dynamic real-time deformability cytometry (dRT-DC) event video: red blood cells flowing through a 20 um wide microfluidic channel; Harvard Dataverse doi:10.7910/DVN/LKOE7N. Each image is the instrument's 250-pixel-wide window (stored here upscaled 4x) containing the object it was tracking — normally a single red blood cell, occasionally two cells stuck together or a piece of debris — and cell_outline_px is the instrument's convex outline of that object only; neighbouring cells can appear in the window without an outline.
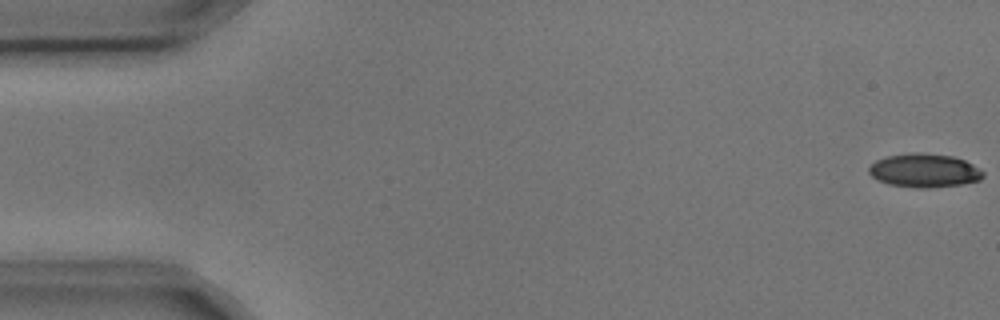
{"species": "common noctule bat (a hibernating species)", "species_latin": "Nyctalus noctula", "temperature_condition": "cold", "stored_images_in_passage": 6, "segment_of_instrument_passage": [1, 2], "camera_frame_rate_fps": 3000, "um_per_image_px": 0.085, "animal": {"sex": "male", "body_mass_g": 17.9, "forearm_length_mm": 54.2}, "frame": {"image": 1, "passage_image": 1, "time_ms": 0.0, "image_size_px": [1000, 320], "cell_outline_px": [[984, 176], [980, 180], [960, 184], [928, 188], [916, 188], [888, 184], [872, 176], [868, 172], [868, 168], [876, 160], [888, 156], [912, 152], [920, 152], [952, 156], [964, 160], [972, 164], [984, 172]], "centroid_in_image_um": [78.57, 14.49], "position_along_channel_um": 6.4, "area_um2": 22.31}}
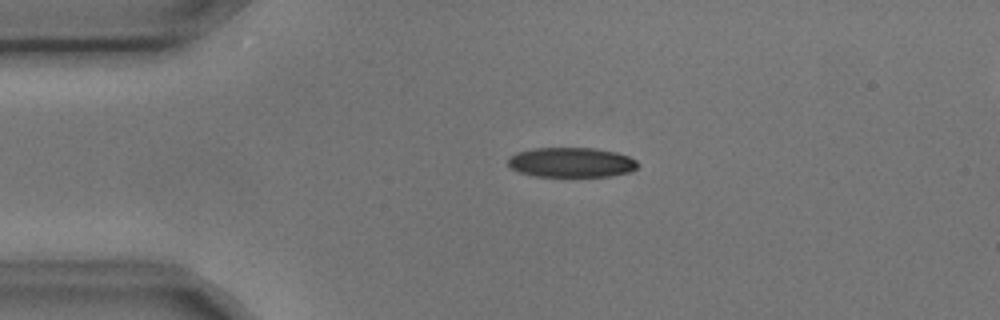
{"frame": {"image": 2, "passage_image": 4, "time_ms": 1.0, "image_size_px": [1000, 320], "cell_outline_px": [[640, 164], [632, 172], [608, 176], [536, 176], [520, 172], [512, 168], [508, 164], [508, 156], [516, 152], [536, 148], [596, 148], [616, 152], [628, 156], [636, 160]], "centroid_in_image_um": [48.58, 13.79], "position_along_channel_um": 36.4, "area_um2": 22.6}}